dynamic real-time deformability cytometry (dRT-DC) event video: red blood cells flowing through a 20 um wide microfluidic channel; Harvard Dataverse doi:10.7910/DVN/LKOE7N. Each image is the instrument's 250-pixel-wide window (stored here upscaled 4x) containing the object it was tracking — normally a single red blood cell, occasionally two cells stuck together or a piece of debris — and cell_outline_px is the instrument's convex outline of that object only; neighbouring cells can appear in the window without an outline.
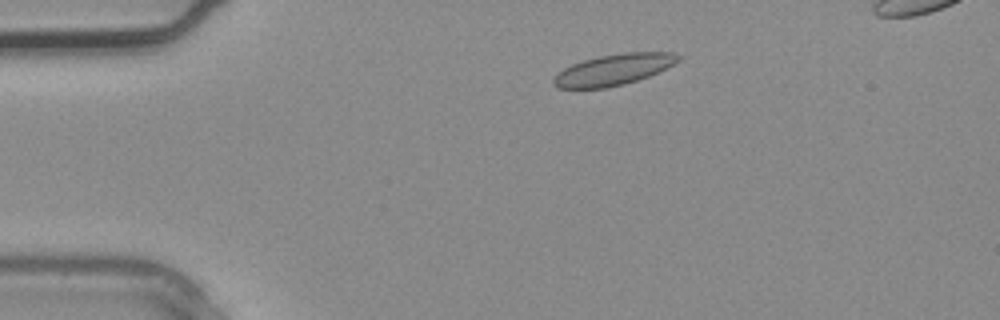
{"species": "common noctule bat (a hibernating species)", "species_latin": "Nyctalus noctula", "temperature_condition": "warm", "stored_images_in_passage": 2, "camera_frame_rate_fps": 3000, "um_per_image_px": 0.085, "animal": {"sex": "male", "body_mass_g": 20.4}, "frame": {"image": 1, "passage_image": 2, "time_ms": 0.333, "image_size_px": [1000, 320], "cell_outline_px": [[684, 56], [680, 60], [648, 76], [624, 84], [608, 88], [560, 88], [552, 84], [552, 80], [564, 68], [572, 64], [584, 60], [600, 56], [624, 52], [676, 52]], "centroid_in_image_um": [52.18, 5.91], "position_along_channel_um": 32.8, "area_um2": 22.37}}